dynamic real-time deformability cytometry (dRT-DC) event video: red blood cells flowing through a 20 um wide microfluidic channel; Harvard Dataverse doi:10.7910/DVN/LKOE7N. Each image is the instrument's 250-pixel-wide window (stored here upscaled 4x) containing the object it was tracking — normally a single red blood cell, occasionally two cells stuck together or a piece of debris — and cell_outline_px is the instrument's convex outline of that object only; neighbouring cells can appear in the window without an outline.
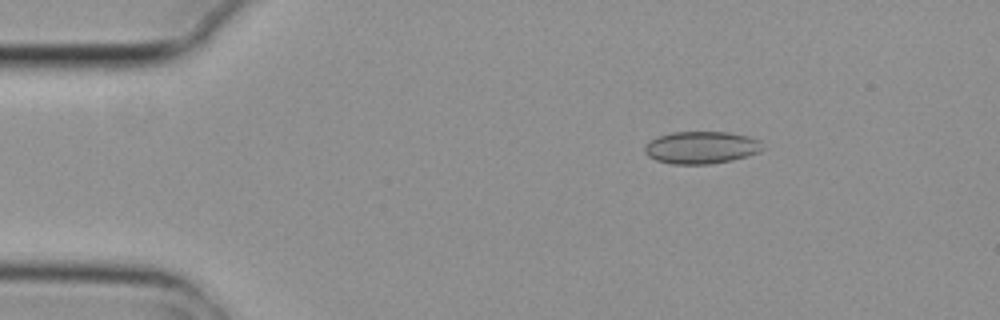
{"species": "common noctule bat (a hibernating species)", "species_latin": "Nyctalus noctula", "temperature_condition": "cold", "stored_images_in_passage": 5, "camera_frame_rate_fps": 3000, "um_per_image_px": 0.085, "animal": {"sex": "female", "body_mass_g": 29.2, "forearm_length_mm": 56.3}, "frame": {"image": 1, "passage_image": 3, "time_ms": 0.667, "image_size_px": [1000, 320], "cell_outline_px": [[764, 148], [760, 152], [748, 156], [732, 160], [708, 164], [672, 164], [656, 160], [648, 156], [644, 152], [644, 144], [656, 136], [672, 132], [728, 132], [748, 136], [760, 140]], "centroid_in_image_um": [59.6, 12.53], "position_along_channel_um": 25.4, "area_um2": 22.48}}